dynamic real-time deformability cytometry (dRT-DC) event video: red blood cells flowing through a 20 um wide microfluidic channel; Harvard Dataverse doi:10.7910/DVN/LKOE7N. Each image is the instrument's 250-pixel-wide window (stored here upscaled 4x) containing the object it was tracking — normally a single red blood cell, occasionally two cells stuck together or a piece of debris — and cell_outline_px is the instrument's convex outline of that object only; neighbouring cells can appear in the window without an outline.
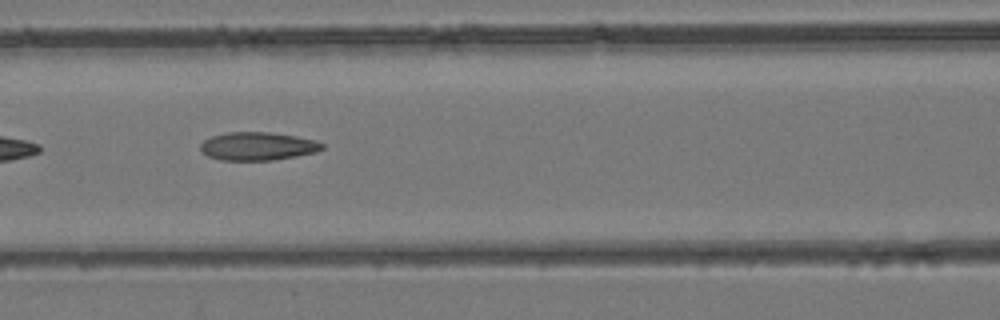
{"species": "common noctule bat (a hibernating species)", "species_latin": "Nyctalus noctula", "temperature_condition": "room temperature", "stored_images_in_passage": 38, "camera_frame_rate_fps": 3000, "um_per_image_px": 0.085, "animal": {"sex": "female", "body_mass_g": 24.6, "forearm_length_mm": 56.2}, "frame": {"image": 1, "passage_image": 12, "time_ms": 3.667, "image_size_px": [1000, 320], "cell_outline_px": [[324, 148], [316, 152], [296, 156], [272, 160], [220, 160], [208, 156], [200, 148], [200, 144], [204, 140], [212, 136], [228, 132], [268, 132], [296, 136], [316, 140], [324, 144]], "centroid_in_image_um": [21.92, 12.42], "position_along_channel_um": 144.7, "area_um2": 19.94}}
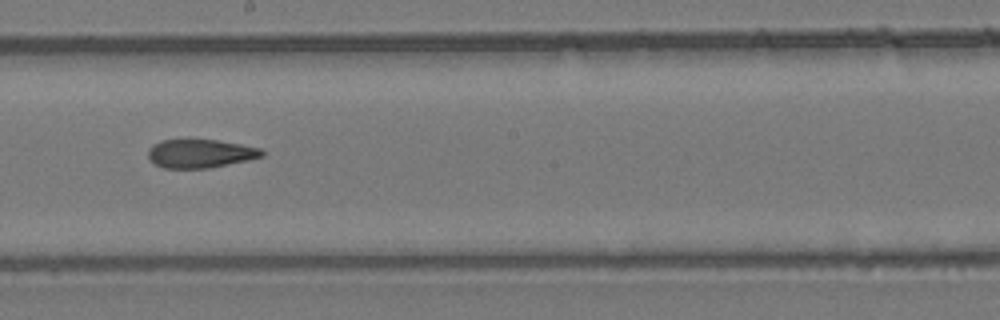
{"frame": {"image": 2, "passage_image": 18, "time_ms": 5.667, "image_size_px": [1000, 320], "cell_outline_px": [[264, 156], [248, 160], [208, 168], [164, 168], [156, 164], [148, 156], [148, 148], [152, 144], [160, 140], [216, 140], [240, 144], [260, 148], [264, 152]], "centroid_in_image_um": [17.01, 13.05], "position_along_channel_um": 231.2, "area_um2": 18.79}}
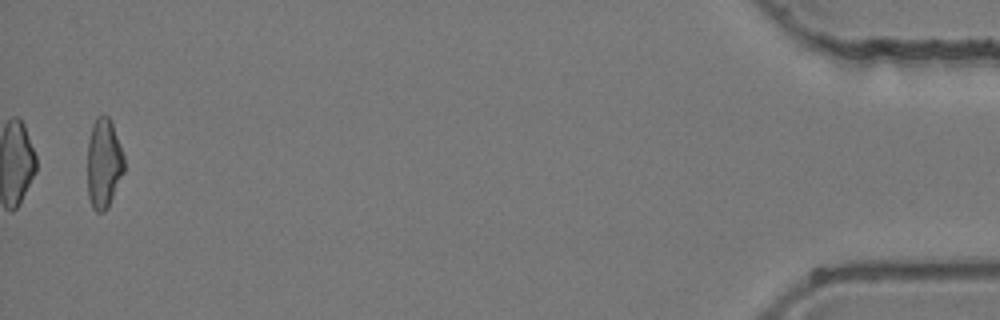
{"frame": {"image": 3, "passage_image": 38, "time_ms": 12.333, "image_size_px": [1000, 320], "cell_outline_px": [[124, 172], [108, 208], [104, 212], [96, 212], [92, 208], [88, 196], [88, 140], [92, 124], [96, 116], [108, 116], [112, 124], [124, 156]], "centroid_in_image_um": [8.81, 13.92], "position_along_channel_um": 426.4, "area_um2": 19.25}}